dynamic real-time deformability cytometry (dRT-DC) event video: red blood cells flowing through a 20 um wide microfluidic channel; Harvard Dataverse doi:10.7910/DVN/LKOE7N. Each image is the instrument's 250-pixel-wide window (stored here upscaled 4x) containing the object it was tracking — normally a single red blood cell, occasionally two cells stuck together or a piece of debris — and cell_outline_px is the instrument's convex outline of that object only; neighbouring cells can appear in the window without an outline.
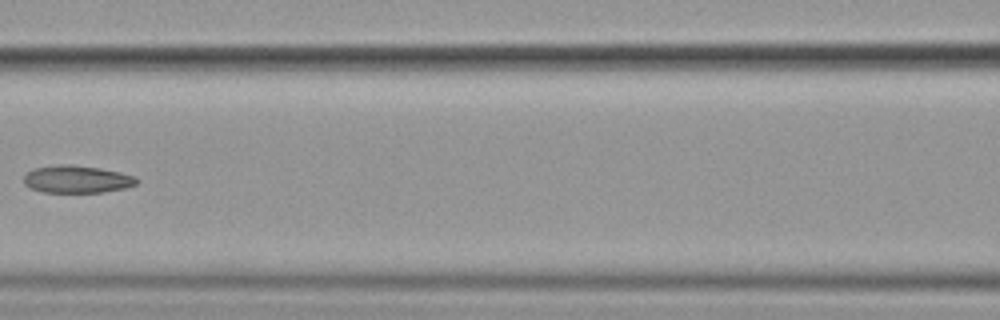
{"species": "common noctule bat (a hibernating species)", "species_latin": "Nyctalus noctula", "temperature_condition": "cold", "stored_images_in_passage": 9, "camera_frame_rate_fps": 3000, "um_per_image_px": 0.085, "animal": {"sex": "female", "body_mass_g": 19.9}, "frame": {"image": 1, "passage_image": 6, "time_ms": 6.667, "image_size_px": [1000, 320], "cell_outline_px": [[140, 180], [136, 184], [124, 188], [104, 192], [44, 192], [28, 188], [24, 184], [24, 176], [28, 172], [36, 168], [60, 164], [68, 164], [100, 168], [120, 172], [136, 176]], "centroid_in_image_um": [6.55, 15.24], "position_along_channel_um": 160.0, "area_um2": 18.09}}
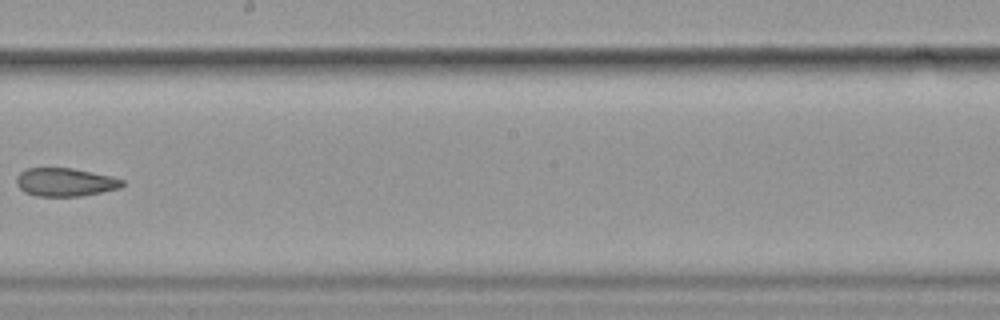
{"frame": {"image": 2, "passage_image": 8, "time_ms": 9.0, "image_size_px": [1000, 320], "cell_outline_px": [[124, 184], [120, 188], [80, 196], [36, 196], [24, 192], [16, 184], [16, 176], [20, 172], [28, 168], [72, 168], [112, 176], [124, 180]], "centroid_in_image_um": [5.52, 15.48], "position_along_channel_um": 242.7, "area_um2": 17.46}}
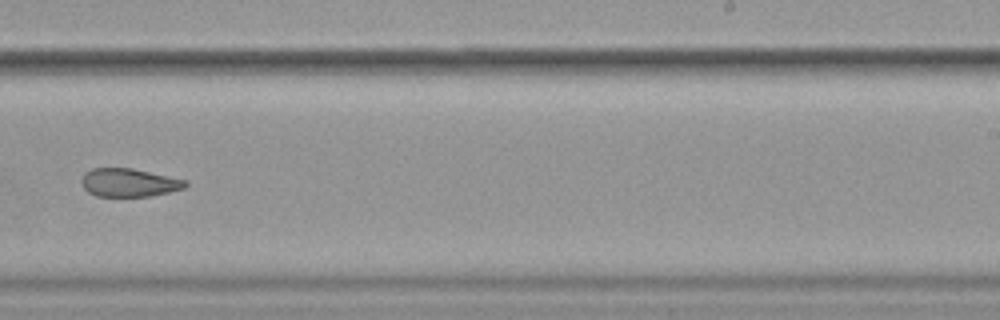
{"frame": {"image": 3, "passage_image": 9, "time_ms": 10.0, "image_size_px": [1000, 320], "cell_outline_px": [[188, 184], [184, 188], [168, 192], [148, 196], [96, 196], [88, 192], [84, 188], [84, 172], [92, 168], [132, 168], [188, 180]], "centroid_in_image_um": [11.0, 15.51], "position_along_channel_um": 278.0, "area_um2": 16.94}}